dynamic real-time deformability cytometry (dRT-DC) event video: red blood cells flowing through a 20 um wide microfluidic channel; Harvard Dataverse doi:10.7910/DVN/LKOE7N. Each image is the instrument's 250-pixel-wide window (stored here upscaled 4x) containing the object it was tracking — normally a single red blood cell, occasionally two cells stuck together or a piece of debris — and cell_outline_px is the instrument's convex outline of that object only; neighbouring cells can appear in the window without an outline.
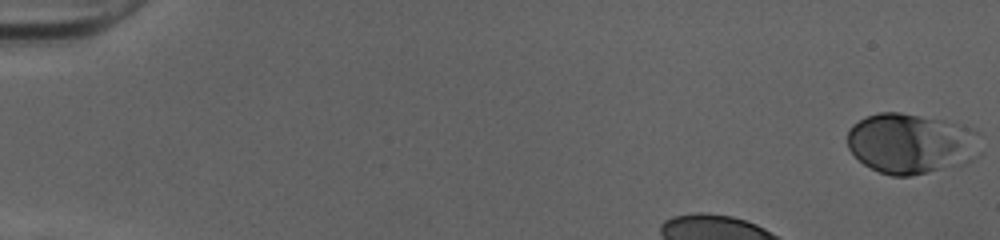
{"species": "human", "species_latin": "Homo sapiens", "temperature_condition": "cold", "stored_images_in_passage": 37, "camera_frame_rate_fps": 3000, "um_per_image_px": 0.085, "donor": {"sex": "female"}, "frame": {"image": 1, "passage_image": 1, "time_ms": 0.0, "image_size_px": [1000, 240], "cell_outline_px": [[984, 152], [980, 156], [968, 164], [908, 176], [892, 176], [880, 172], [864, 164], [848, 148], [848, 128], [852, 124], [868, 116], [880, 112], [900, 112], [944, 120], [956, 124], [964, 128]], "centroid_in_image_um": [77.4, 12.22], "position_along_channel_um": 7.6, "area_um2": 46.36}}
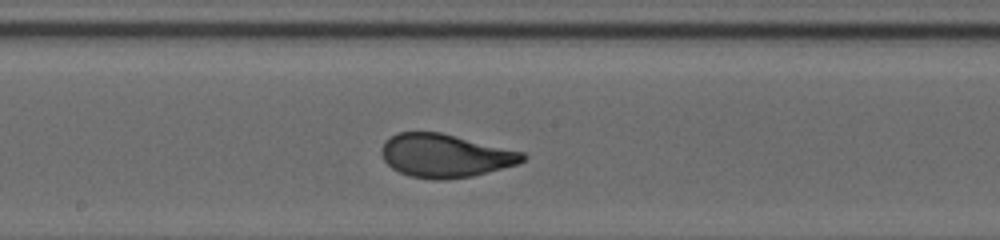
{"frame": {"image": 2, "passage_image": 23, "time_ms": 7.333, "image_size_px": [1000, 240], "cell_outline_px": [[528, 156], [520, 164], [472, 176], [444, 180], [436, 180], [408, 176], [392, 168], [384, 160], [380, 152], [380, 148], [384, 140], [396, 132], [440, 132], [524, 152]], "centroid_in_image_um": [37.83, 13.23], "position_along_channel_um": 210.4, "area_um2": 35.95}}
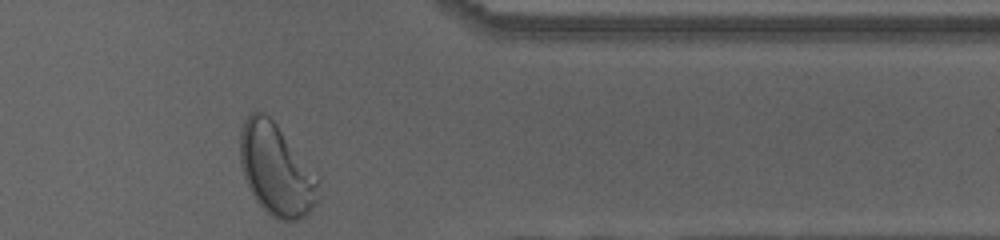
{"frame": {"image": 3, "passage_image": 37, "time_ms": 12.0, "image_size_px": [1000, 240], "cell_outline_px": [[320, 200], [304, 216], [296, 220], [276, 220], [256, 200], [244, 176], [240, 164], [240, 132], [244, 120], [252, 112], [268, 112], [320, 176]], "centroid_in_image_um": [23.53, 14.39], "position_along_channel_um": 387.9, "area_um2": 42.6}, "authors_computed_cell_mechanics": {"area_um2": 36.0094, "velocity_mm_per_s": 4.0077, "shape_relaxation_time_tau1_ms": 2.8887, "shape_relaxation_time_tau2_ms": null, "deformation_change_tau1": 0.1607, "deformation_change_tau2": null}}